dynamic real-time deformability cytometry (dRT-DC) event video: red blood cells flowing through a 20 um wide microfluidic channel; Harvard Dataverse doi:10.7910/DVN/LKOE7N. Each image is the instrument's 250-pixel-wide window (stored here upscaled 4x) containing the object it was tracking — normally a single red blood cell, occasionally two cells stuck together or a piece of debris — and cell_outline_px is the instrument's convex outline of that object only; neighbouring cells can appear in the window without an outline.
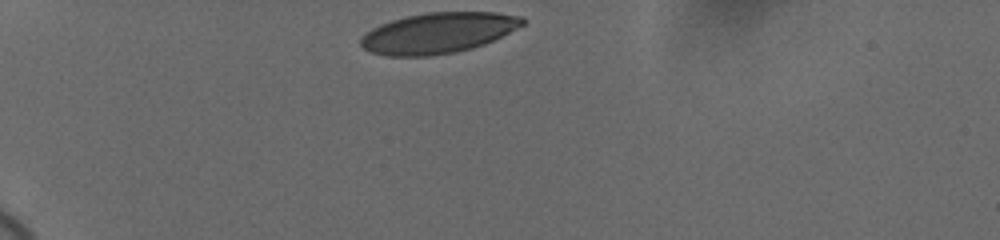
{"species": "human", "species_latin": "Homo sapiens", "temperature_condition": "cold", "stored_images_in_passage": 34, "camera_frame_rate_fps": 3000, "um_per_image_px": 0.085, "donor": {"sex": "female"}, "frame": {"image": 1, "passage_image": 1, "time_ms": 0.0, "image_size_px": [1000, 240], "cell_outline_px": [[524, 24], [484, 44], [472, 48], [456, 52], [428, 56], [384, 56], [372, 52], [364, 48], [360, 44], [360, 36], [372, 28], [380, 24], [392, 20], [408, 16], [428, 12], [496, 12], [524, 16]], "centroid_in_image_um": [37.22, 2.8], "position_along_channel_um": 47.8, "area_um2": 38.21}}
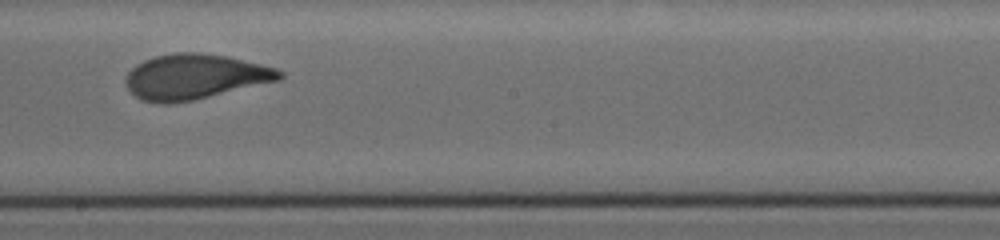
{"frame": {"image": 2, "passage_image": 20, "time_ms": 6.333, "image_size_px": [1000, 240], "cell_outline_px": [[284, 76], [280, 80], [192, 100], [168, 104], [164, 104], [140, 100], [124, 84], [124, 80], [128, 72], [136, 64], [144, 60], [156, 56], [176, 52], [200, 52], [224, 56], [260, 64], [276, 68], [284, 72]], "centroid_in_image_um": [16.53, 6.52], "position_along_channel_um": 231.7, "area_um2": 40.29}}
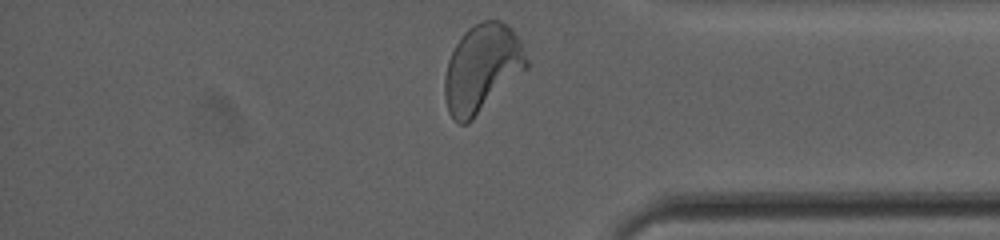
{"frame": {"image": 3, "passage_image": 34, "time_ms": 11.0, "image_size_px": [1000, 240], "cell_outline_px": [[528, 68], [468, 124], [460, 124], [448, 112], [444, 96], [444, 76], [448, 60], [460, 36], [468, 28], [480, 20], [500, 20], [512, 28], [520, 40], [528, 60]], "centroid_in_image_um": [40.97, 5.8], "position_along_channel_um": 394.2, "area_um2": 42.14}, "authors_computed_cell_mechanics": {"area_um2": 40.0265, "velocity_mm_per_s": 3.6554, "shape_relaxation_time_tau1_ms": 4.4807, "shape_relaxation_time_tau2_ms": null, "deformation_change_tau1": 0.1687, "deformation_change_tau2": null}}